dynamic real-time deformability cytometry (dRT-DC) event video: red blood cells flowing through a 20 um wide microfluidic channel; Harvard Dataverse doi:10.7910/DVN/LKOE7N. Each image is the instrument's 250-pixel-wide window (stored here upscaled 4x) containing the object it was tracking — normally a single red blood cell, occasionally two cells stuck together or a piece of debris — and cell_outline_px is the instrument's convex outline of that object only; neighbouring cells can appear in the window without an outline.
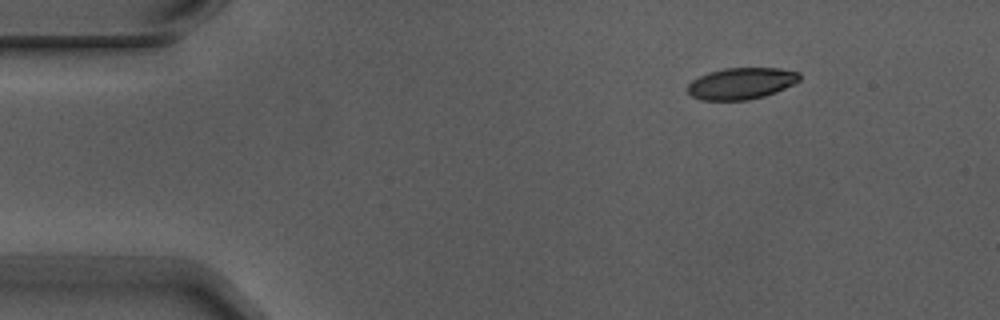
{"species": "Egyptian fruit bat (a non-hibernating species)", "species_latin": "Rousettus aegyptiacus", "temperature_condition": "warm", "stored_images_in_passage": 4, "camera_frame_rate_fps": 3000, "um_per_image_px": 0.085, "animal": {"sex": "male"}, "frame": {"image": 1, "passage_image": 1, "time_ms": 0.0, "image_size_px": [1000, 320], "cell_outline_px": [[800, 80], [776, 92], [764, 96], [748, 100], [700, 100], [692, 96], [688, 92], [688, 84], [692, 80], [708, 72], [724, 68], [776, 68], [800, 72]], "centroid_in_image_um": [63.0, 7.09], "position_along_channel_um": 22.0, "area_um2": 20.52}}
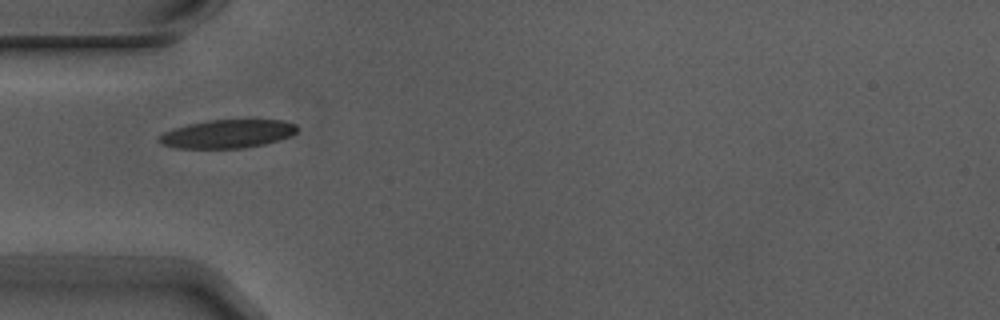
{"frame": {"image": 2, "passage_image": 3, "time_ms": 0.667, "image_size_px": [1000, 320], "cell_outline_px": [[296, 132], [292, 136], [264, 144], [244, 148], [180, 148], [164, 144], [156, 140], [164, 132], [172, 128], [188, 124], [208, 120], [284, 120], [296, 124]], "centroid_in_image_um": [19.35, 11.37], "position_along_channel_um": 65.7, "area_um2": 22.77}}